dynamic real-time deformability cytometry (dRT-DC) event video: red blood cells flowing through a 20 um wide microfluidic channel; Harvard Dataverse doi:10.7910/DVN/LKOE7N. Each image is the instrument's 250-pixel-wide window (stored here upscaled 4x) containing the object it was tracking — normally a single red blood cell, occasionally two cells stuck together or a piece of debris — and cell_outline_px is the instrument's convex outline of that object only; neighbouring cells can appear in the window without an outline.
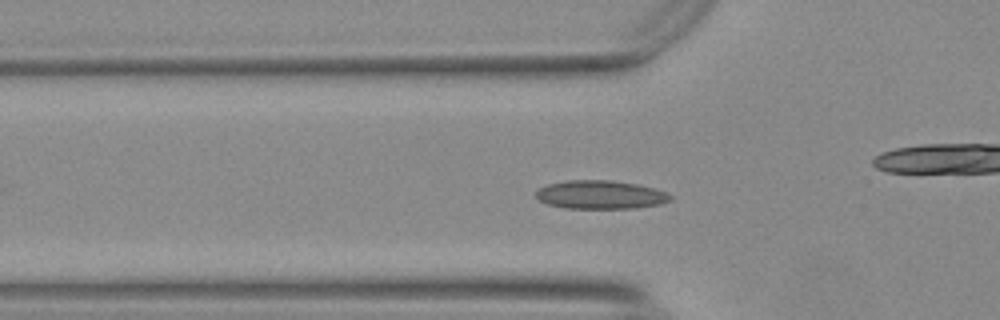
{"species": "Egyptian fruit bat (a non-hibernating species)", "species_latin": "Rousettus aegyptiacus", "temperature_condition": "warm", "stored_images_in_passage": 32, "camera_frame_rate_fps": 3000, "um_per_image_px": 0.085, "animal": {"sex": "female"}, "frame": {"image": 1, "passage_image": 18, "time_ms": 5.667, "image_size_px": [1000, 320], "cell_outline_px": [[672, 200], [660, 204], [636, 208], [568, 208], [548, 204], [540, 200], [536, 196], [536, 192], [540, 188], [548, 184], [568, 180], [612, 180], [636, 184], [652, 188], [664, 192], [672, 196]], "centroid_in_image_um": [51.05, 16.55], "position_along_channel_um": 74.8, "area_um2": 22.08}}
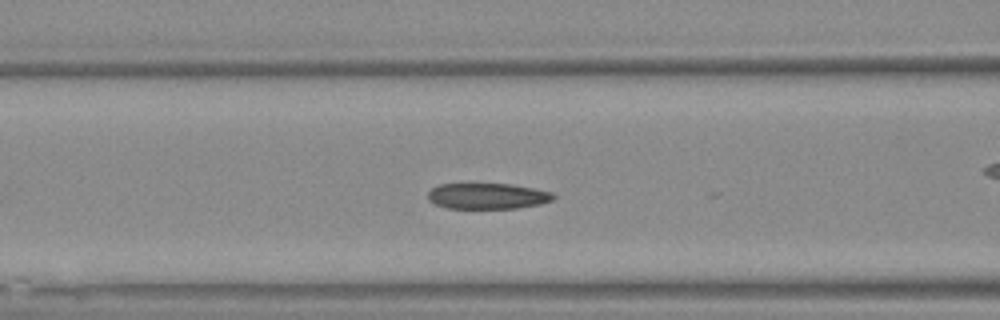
{"frame": {"image": 2, "passage_image": 22, "time_ms": 7.0, "image_size_px": [1000, 320], "cell_outline_px": [[556, 196], [552, 200], [540, 204], [516, 208], [444, 208], [428, 200], [428, 192], [432, 188], [440, 184], [512, 184], [536, 188], [552, 192]], "centroid_in_image_um": [41.45, 16.66], "position_along_channel_um": 125.2, "area_um2": 18.96}}